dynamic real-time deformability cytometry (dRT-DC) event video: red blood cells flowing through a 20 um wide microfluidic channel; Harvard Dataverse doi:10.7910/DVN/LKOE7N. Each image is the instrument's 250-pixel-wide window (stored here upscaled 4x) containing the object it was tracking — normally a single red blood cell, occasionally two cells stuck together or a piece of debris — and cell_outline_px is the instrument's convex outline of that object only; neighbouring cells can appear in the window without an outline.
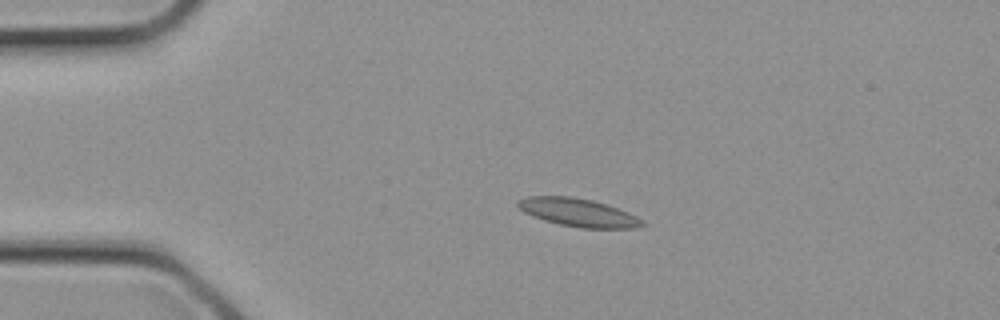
{"species": "common noctule bat (a hibernating species)", "species_latin": "Nyctalus noctula", "temperature_condition": "cold", "stored_images_in_passage": 2, "camera_frame_rate_fps": 3000, "um_per_image_px": 0.085, "animal": {"sex": "female", "body_mass_g": 21.9}, "frame": {"image": 1, "passage_image": 2, "time_ms": 0.333, "image_size_px": [1000, 320], "cell_outline_px": [[648, 224], [636, 228], [580, 228], [560, 224], [544, 220], [532, 216], [524, 212], [516, 204], [516, 200], [528, 196], [572, 196], [592, 200], [628, 212]], "centroid_in_image_um": [49.12, 18.06], "position_along_channel_um": 35.9, "area_um2": 20.29}}